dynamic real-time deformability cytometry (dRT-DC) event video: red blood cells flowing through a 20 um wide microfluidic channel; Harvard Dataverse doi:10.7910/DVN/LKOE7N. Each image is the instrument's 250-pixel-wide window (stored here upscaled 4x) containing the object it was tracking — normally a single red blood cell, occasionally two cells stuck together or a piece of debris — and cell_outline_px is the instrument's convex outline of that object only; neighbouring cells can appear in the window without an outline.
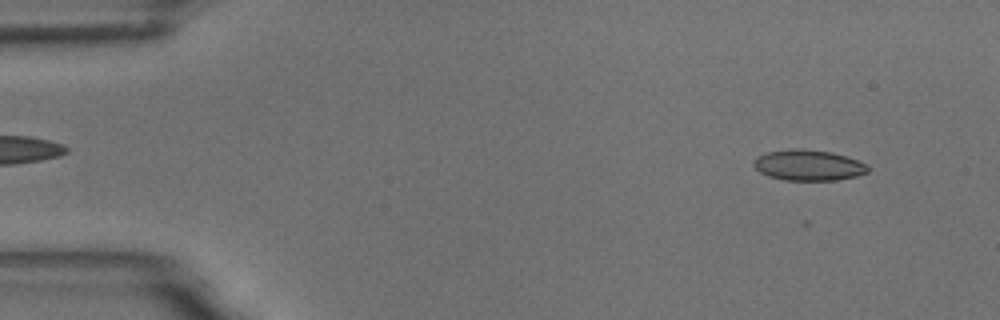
{"species": "common noctule bat (a hibernating species)", "species_latin": "Nyctalus noctula", "temperature_condition": "room temperature", "stored_images_in_passage": 51, "camera_frame_rate_fps": 3000, "um_per_image_px": 0.085, "animal": {"sex": "male", "body_mass_g": 18.8}, "frame": {"image": 1, "passage_image": 5, "time_ms": 1.333, "image_size_px": [1000, 320], "cell_outline_px": [[868, 172], [856, 176], [836, 180], [784, 180], [768, 176], [760, 172], [752, 164], [752, 160], [768, 152], [792, 148], [800, 148], [832, 152], [868, 164]], "centroid_in_image_um": [68.7, 14.04], "position_along_channel_um": 16.3, "area_um2": 20.4}}
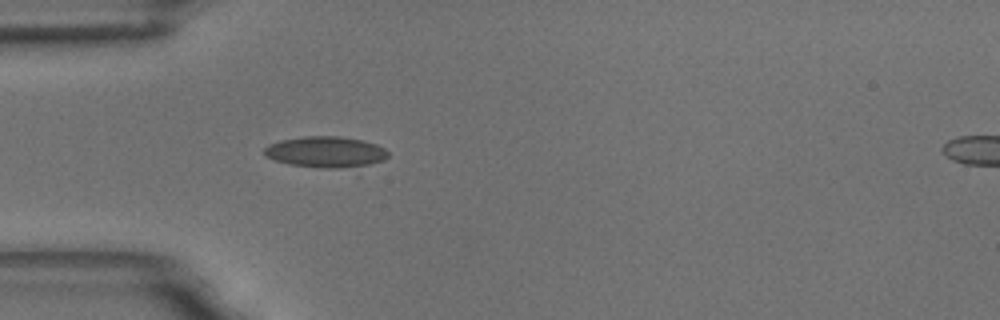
{"frame": {"image": 2, "passage_image": 17, "time_ms": 5.333, "image_size_px": [1000, 320], "cell_outline_px": [[388, 156], [384, 160], [368, 164], [340, 168], [320, 168], [288, 164], [264, 156], [264, 148], [268, 144], [280, 140], [304, 136], [340, 136], [364, 140], [376, 144], [384, 148], [388, 152]], "centroid_in_image_um": [27.66, 12.9], "position_along_channel_um": 57.3, "area_um2": 22.43}}
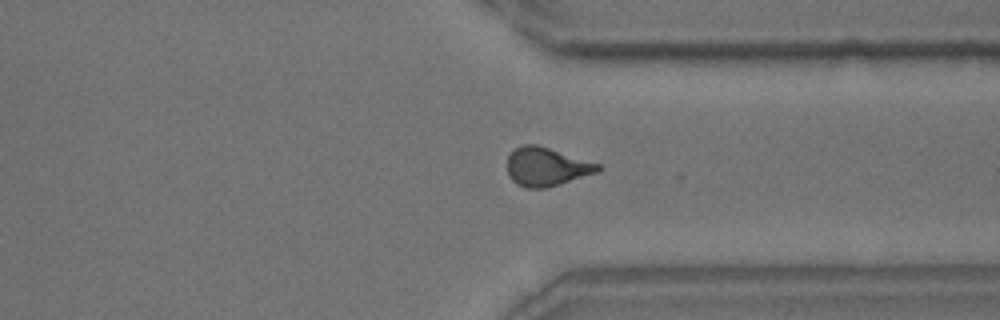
{"frame": {"image": 3, "passage_image": 44, "time_ms": 14.333, "image_size_px": [1000, 320], "cell_outline_px": [[600, 168], [596, 172], [548, 188], [528, 188], [516, 184], [508, 176], [508, 156], [520, 144], [536, 144], [600, 164]], "centroid_in_image_um": [46.41, 14.18], "position_along_channel_um": 365.0, "area_um2": 20.17}, "authors_computed_cell_mechanics": {"area_um2": 20.3456, "velocity_mm_per_s": 3.4568, "shape_relaxation_time_tau1_ms": 4.4461, "shape_relaxation_time_tau2_ms": null, "deformation_change_tau1": 0.1554, "deformation_change_tau2": null}}